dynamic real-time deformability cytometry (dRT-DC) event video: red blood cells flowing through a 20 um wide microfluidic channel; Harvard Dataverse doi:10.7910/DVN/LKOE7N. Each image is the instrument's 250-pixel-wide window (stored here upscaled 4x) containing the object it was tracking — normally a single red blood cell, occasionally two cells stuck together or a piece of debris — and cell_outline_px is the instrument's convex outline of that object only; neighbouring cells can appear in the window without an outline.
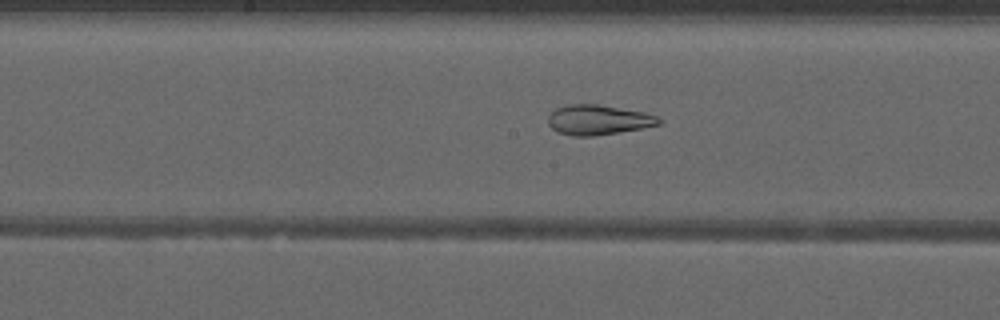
{"species": "common noctule bat (a hibernating species)", "species_latin": "Nyctalus noctula", "temperature_condition": "warm", "stored_images_in_passage": 52, "camera_frame_rate_fps": 3000, "um_per_image_px": 0.085, "animal": {"sex": "male", "forearm_length_mm": 52.5}, "frame": {"image": 1, "passage_image": 28, "time_ms": 9.0, "image_size_px": [1000, 320], "cell_outline_px": [[664, 120], [660, 124], [640, 128], [592, 136], [572, 136], [556, 132], [548, 124], [548, 116], [556, 108], [568, 104], [600, 104], [644, 112], [656, 116]], "centroid_in_image_um": [50.83, 10.18], "position_along_channel_um": 197.4, "area_um2": 19.31}}
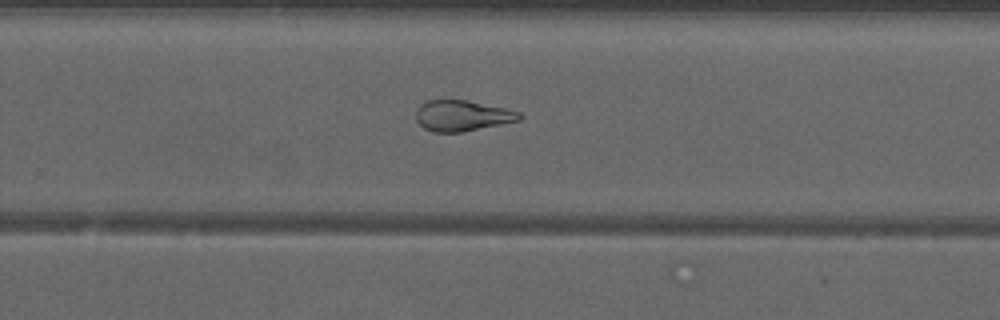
{"frame": {"image": 2, "passage_image": 35, "time_ms": 11.333, "image_size_px": [1000, 320], "cell_outline_px": [[524, 116], [520, 120], [460, 132], [432, 132], [424, 128], [416, 120], [416, 108], [420, 104], [428, 100], [468, 100], [508, 108], [520, 112]], "centroid_in_image_um": [39.29, 9.82], "position_along_channel_um": 290.5, "area_um2": 18.67}}
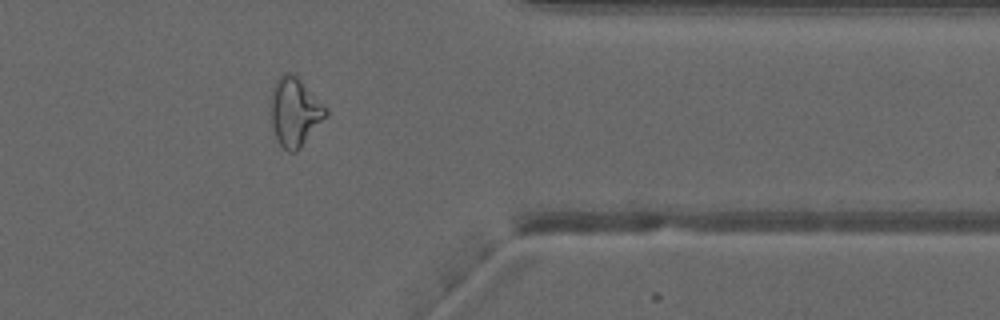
{"frame": {"image": 3, "passage_image": 43, "time_ms": 14.0, "image_size_px": [1000, 320], "cell_outline_px": [[328, 112], [300, 148], [296, 152], [288, 152], [280, 144], [272, 128], [272, 88], [276, 80], [284, 72], [292, 72], [300, 80]], "centroid_in_image_um": [25.01, 9.51], "position_along_channel_um": 386.4, "area_um2": 21.04}, "authors_computed_cell_mechanics": {"area_um2": 24.4494, "velocity_mm_per_s": 4.0071, "shape_relaxation_time_tau1_ms": null, "shape_relaxation_time_tau2_ms": 1.8539, "deformation_change_tau1": null, "deformation_change_tau2": 0.0988}}